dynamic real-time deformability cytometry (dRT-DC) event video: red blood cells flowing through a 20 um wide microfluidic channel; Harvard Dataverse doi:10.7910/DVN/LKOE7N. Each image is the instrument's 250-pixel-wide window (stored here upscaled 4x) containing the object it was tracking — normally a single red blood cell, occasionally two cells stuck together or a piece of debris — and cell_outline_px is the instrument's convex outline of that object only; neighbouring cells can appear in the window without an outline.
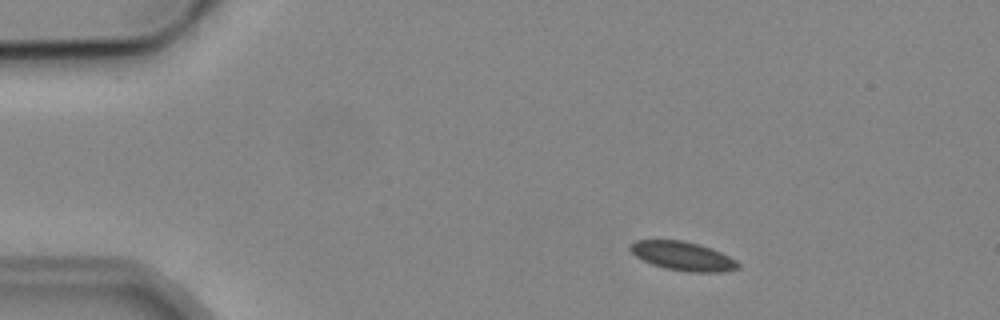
{"species": "common noctule bat (a hibernating species)", "species_latin": "Nyctalus noctula", "temperature_condition": "cold", "stored_images_in_passage": 4, "camera_frame_rate_fps": 3000, "um_per_image_px": 0.085, "animal": {"sex": "male", "body_mass_g": 19.2, "forearm_length_mm": 51.8}, "frame": {"image": 1, "passage_image": 2, "time_ms": 1.333, "image_size_px": [1000, 320], "cell_outline_px": [[740, 268], [724, 272], [688, 272], [664, 268], [652, 264], [636, 256], [628, 248], [636, 240], [684, 240], [700, 244], [720, 252], [736, 260], [740, 264]], "centroid_in_image_um": [58.07, 21.77], "position_along_channel_um": 26.9, "area_um2": 18.15}}